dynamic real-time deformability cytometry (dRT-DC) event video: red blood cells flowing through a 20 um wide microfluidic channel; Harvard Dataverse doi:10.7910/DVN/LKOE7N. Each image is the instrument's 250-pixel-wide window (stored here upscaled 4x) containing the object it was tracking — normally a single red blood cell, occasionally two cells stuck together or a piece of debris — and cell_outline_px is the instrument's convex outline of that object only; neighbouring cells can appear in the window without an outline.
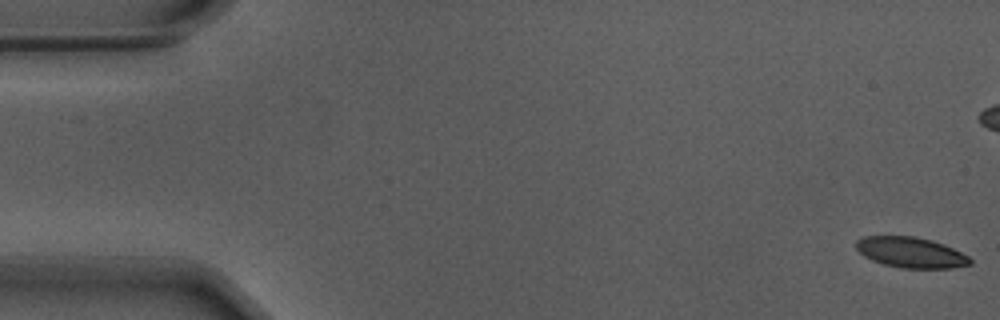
{"species": "Egyptian fruit bat (a non-hibernating species)", "species_latin": "Rousettus aegyptiacus", "temperature_condition": "warm", "stored_images_in_passage": 57, "camera_frame_rate_fps": 3000, "um_per_image_px": 0.085, "animal": {"sex": "male"}, "frame": {"image": 1, "passage_image": 1, "time_ms": 0.0, "image_size_px": [1000, 320], "cell_outline_px": [[972, 264], [952, 268], [900, 268], [884, 264], [872, 260], [864, 256], [856, 248], [856, 240], [864, 236], [916, 236], [932, 240], [944, 244], [968, 256], [972, 260]], "centroid_in_image_um": [77.42, 21.45], "position_along_channel_um": 7.6, "area_um2": 20.35}}
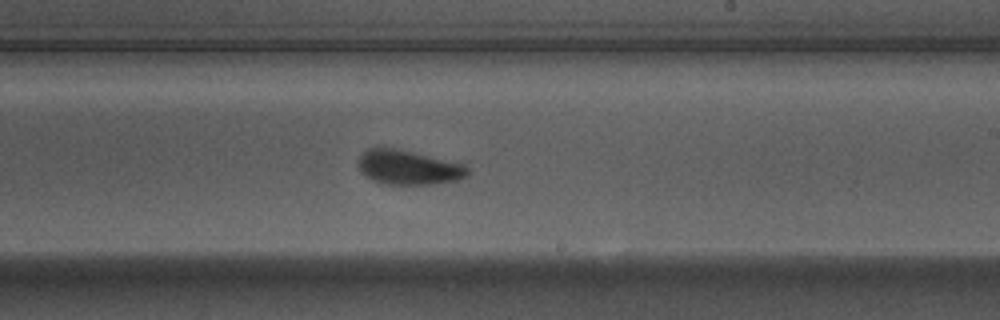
{"frame": {"image": 2, "passage_image": 33, "time_ms": 10.667, "image_size_px": [1000, 320], "cell_outline_px": [[468, 176], [460, 180], [432, 184], [384, 184], [372, 180], [360, 172], [360, 156], [368, 148], [380, 144], [384, 144], [464, 164], [468, 168]], "centroid_in_image_um": [34.7, 14.19], "position_along_channel_um": 254.3, "area_um2": 22.54}}
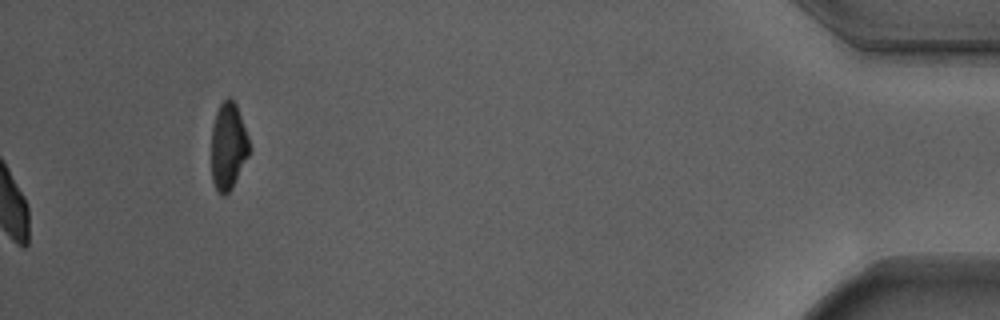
{"frame": {"image": 3, "passage_image": 57, "time_ms": 18.667, "image_size_px": [1000, 320], "cell_outline_px": [[252, 152], [232, 188], [224, 196], [216, 188], [212, 180], [212, 128], [216, 112], [220, 104], [228, 96], [236, 104], [248, 136], [252, 148]], "centroid_in_image_um": [19.44, 12.44], "position_along_channel_um": 415.8, "area_um2": 19.42}, "authors_computed_cell_mechanics": {"area_um2": 21.5594, "velocity_mm_per_s": 3.6784, "shape_relaxation_time_tau1_ms": 2.2815, "shape_relaxation_time_tau2_ms": 0.8558, "deformation_change_tau1": 0.1026, "deformation_change_tau2": 0.0557}}